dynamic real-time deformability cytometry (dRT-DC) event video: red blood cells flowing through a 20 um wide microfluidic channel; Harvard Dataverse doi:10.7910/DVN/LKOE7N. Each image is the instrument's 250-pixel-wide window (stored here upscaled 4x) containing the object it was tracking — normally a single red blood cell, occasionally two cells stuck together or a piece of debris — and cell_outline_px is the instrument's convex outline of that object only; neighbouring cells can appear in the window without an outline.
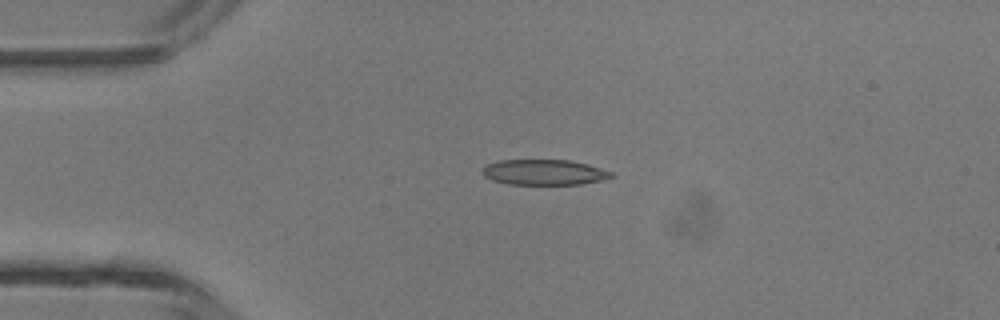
{"species": "common noctule bat (a hibernating species)", "species_latin": "Nyctalus noctula", "temperature_condition": "room temperature", "stored_images_in_passage": 4, "camera_frame_rate_fps": 3000, "um_per_image_px": 0.085, "animal": {"sex": "male", "body_mass_g": 13.3}, "frame": {"image": 1, "passage_image": 3, "time_ms": 0.667, "image_size_px": [1000, 320], "cell_outline_px": [[616, 176], [604, 180], [580, 184], [508, 184], [492, 180], [484, 176], [480, 172], [480, 168], [488, 164], [500, 160], [568, 160], [588, 164], [612, 172]], "centroid_in_image_um": [46.24, 14.64], "position_along_channel_um": 38.8, "area_um2": 19.25}}